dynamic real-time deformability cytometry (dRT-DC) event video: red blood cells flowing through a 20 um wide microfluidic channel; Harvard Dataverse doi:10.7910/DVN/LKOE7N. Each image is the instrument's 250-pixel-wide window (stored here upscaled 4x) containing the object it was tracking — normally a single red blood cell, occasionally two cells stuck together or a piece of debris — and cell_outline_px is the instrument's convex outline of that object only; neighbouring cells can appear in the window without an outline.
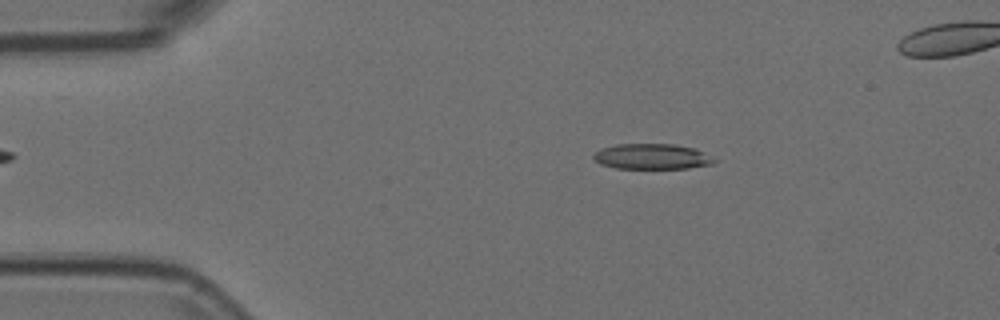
{"species": "Egyptian fruit bat (a non-hibernating species)", "species_latin": "Rousettus aegyptiacus", "temperature_condition": "room temperature", "stored_images_in_passage": 51, "camera_frame_rate_fps": 3000, "um_per_image_px": 0.085, "animal": {"sex": "female"}, "frame": {"image": 1, "passage_image": 9, "time_ms": 2.667, "image_size_px": [1000, 320], "cell_outline_px": [[716, 160], [712, 164], [688, 168], [616, 168], [600, 164], [592, 156], [600, 148], [616, 144], [672, 144], [696, 148]], "centroid_in_image_um": [55.39, 13.3], "position_along_channel_um": 29.6, "area_um2": 17.8}}
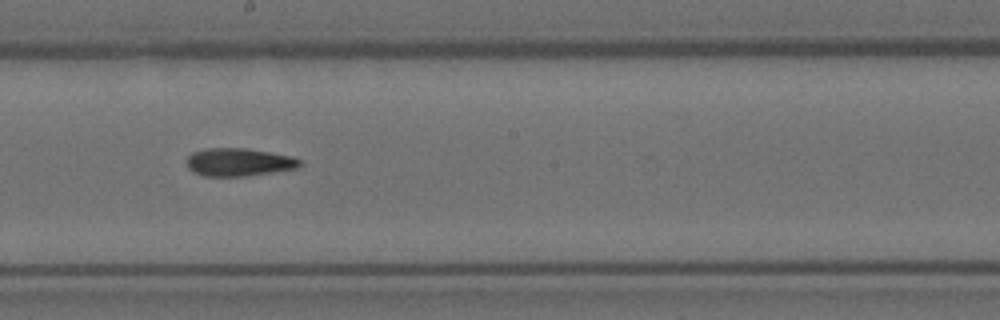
{"frame": {"image": 2, "passage_image": 29, "time_ms": 9.333, "image_size_px": [1000, 320], "cell_outline_px": [[304, 164], [296, 168], [272, 172], [244, 176], [204, 176], [192, 172], [188, 168], [184, 160], [192, 152], [208, 148], [244, 148], [292, 156], [300, 160]], "centroid_in_image_um": [20.25, 13.78], "position_along_channel_um": 227.9, "area_um2": 18.5}}
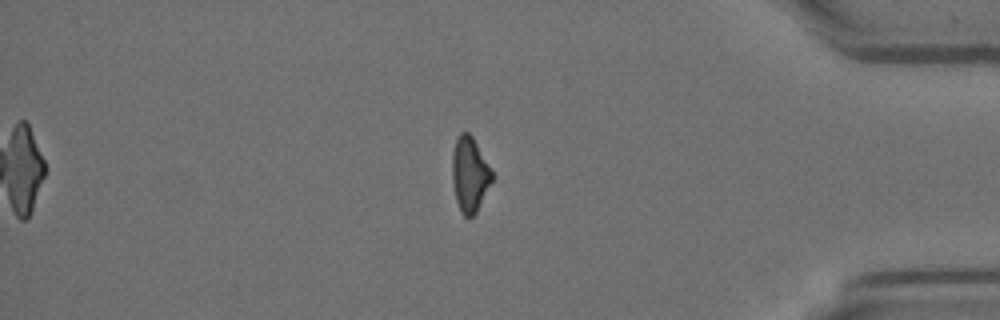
{"frame": {"image": 3, "passage_image": 45, "time_ms": 14.667, "image_size_px": [1000, 320], "cell_outline_px": [[492, 180], [476, 212], [468, 220], [460, 212], [456, 200], [452, 180], [452, 152], [456, 140], [460, 132], [468, 132], [472, 136], [492, 172]], "centroid_in_image_um": [39.89, 14.84], "position_along_channel_um": 395.3, "area_um2": 17.17}}